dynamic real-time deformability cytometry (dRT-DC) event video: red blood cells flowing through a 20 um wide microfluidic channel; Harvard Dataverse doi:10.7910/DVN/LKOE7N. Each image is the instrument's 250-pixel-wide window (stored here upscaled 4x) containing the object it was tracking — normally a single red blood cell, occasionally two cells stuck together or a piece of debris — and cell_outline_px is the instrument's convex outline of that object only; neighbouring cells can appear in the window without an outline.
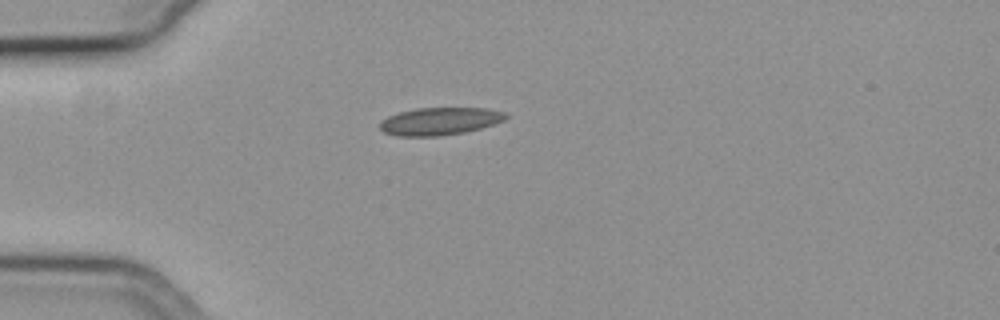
{"species": "common noctule bat (a hibernating species)", "species_latin": "Nyctalus noctula", "temperature_condition": "cold", "stored_images_in_passage": 41, "camera_frame_rate_fps": 3000, "um_per_image_px": 0.085, "animal": {"sex": "female", "body_mass_g": 19.3, "forearm_length_mm": 54.1}, "frame": {"image": 1, "passage_image": 1, "time_ms": 0.0, "image_size_px": [1000, 320], "cell_outline_px": [[508, 116], [504, 120], [480, 128], [464, 132], [440, 136], [400, 136], [384, 132], [380, 128], [380, 120], [388, 116], [400, 112], [416, 108], [488, 108], [504, 112]], "centroid_in_image_um": [37.36, 10.3], "position_along_channel_um": 47.6, "area_um2": 20.11}}
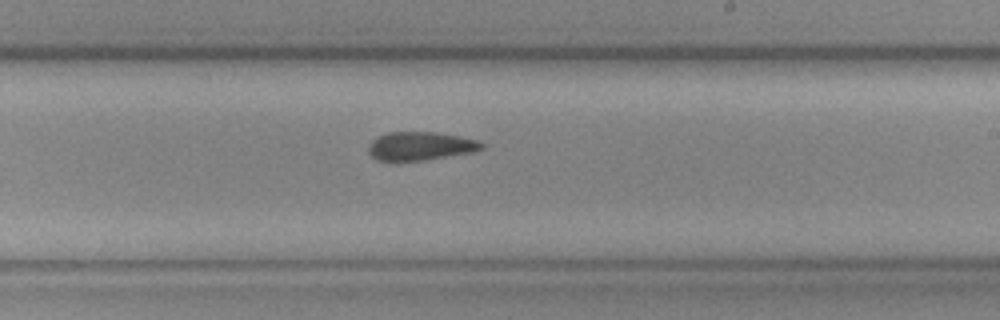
{"frame": {"image": 2, "passage_image": 19, "time_ms": 6.0, "image_size_px": [1000, 320], "cell_outline_px": [[484, 148], [472, 152], [424, 160], [396, 164], [376, 160], [368, 152], [368, 144], [372, 140], [388, 132], [436, 132], [460, 136], [476, 140], [484, 144]], "centroid_in_image_um": [35.66, 12.45], "position_along_channel_um": 253.3, "area_um2": 19.31}}
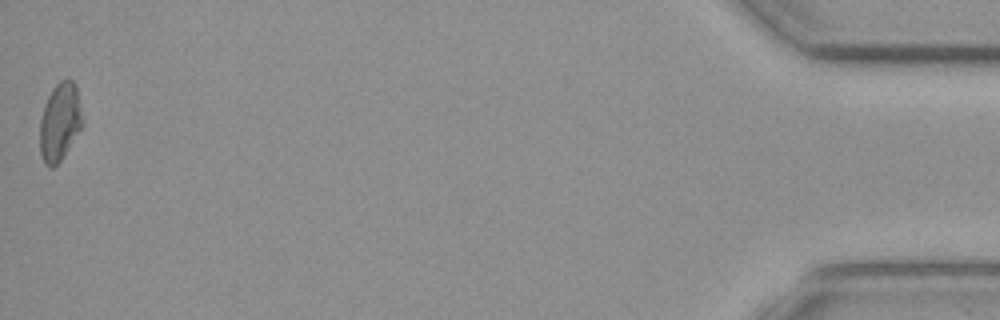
{"frame": {"image": 3, "passage_image": 41, "time_ms": 13.333, "image_size_px": [1000, 320], "cell_outline_px": [[84, 124], [60, 160], [52, 168], [48, 168], [44, 164], [40, 156], [40, 120], [44, 104], [52, 88], [60, 80], [68, 76], [76, 84], [84, 120]], "centroid_in_image_um": [5.09, 10.32], "position_along_channel_um": 430.1, "area_um2": 19.71}, "authors_computed_cell_mechanics": {"area_um2": 19.3052, "velocity_mm_per_s": 3.7404, "shape_relaxation_time_tau1_ms": null, "shape_relaxation_time_tau2_ms": 7.5647, "deformation_change_tau1": null, "deformation_change_tau2": 0.1076}}